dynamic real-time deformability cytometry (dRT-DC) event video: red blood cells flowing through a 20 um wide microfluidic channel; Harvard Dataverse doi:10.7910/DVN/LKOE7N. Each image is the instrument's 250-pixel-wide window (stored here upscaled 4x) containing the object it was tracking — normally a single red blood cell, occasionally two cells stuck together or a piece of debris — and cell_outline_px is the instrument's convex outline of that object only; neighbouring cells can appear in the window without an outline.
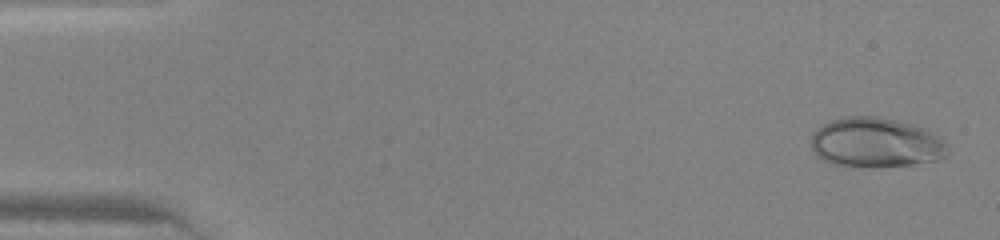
{"species": "human", "species_latin": "Homo sapiens", "temperature_condition": "warm", "stored_images_in_passage": 46, "camera_frame_rate_fps": 3000, "um_per_image_px": 0.085, "donor": {"sex": "female"}, "frame": {"image": 1, "passage_image": 2, "time_ms": 0.333, "image_size_px": [1000, 240], "cell_outline_px": [[948, 156], [940, 160], [912, 164], [836, 164], [824, 160], [812, 148], [812, 136], [816, 128], [832, 120], [848, 116], [876, 116], [896, 120], [912, 124], [924, 128], [936, 136], [948, 148]], "centroid_in_image_um": [74.47, 12.07], "position_along_channel_um": 10.5, "area_um2": 38.26}}
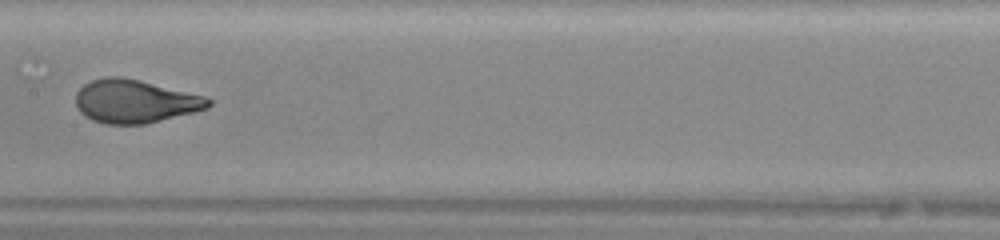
{"frame": {"image": 2, "passage_image": 24, "time_ms": 7.667, "image_size_px": [1000, 240], "cell_outline_px": [[212, 104], [208, 108], [144, 124], [104, 124], [92, 120], [80, 112], [76, 104], [76, 92], [84, 84], [92, 80], [104, 76], [120, 76], [140, 80], [204, 96], [212, 100]], "centroid_in_image_um": [11.44, 8.6], "position_along_channel_um": 196.0, "area_um2": 33.29}}
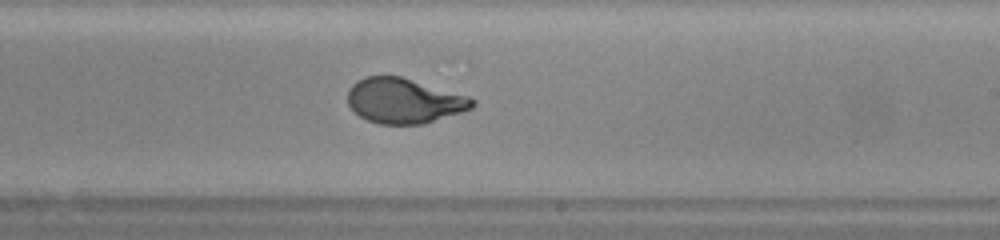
{"frame": {"image": 3, "passage_image": 28, "time_ms": 9.0, "image_size_px": [1000, 240], "cell_outline_px": [[476, 104], [472, 108], [424, 124], [380, 124], [368, 120], [360, 116], [348, 104], [348, 88], [356, 80], [364, 76], [400, 76], [468, 96], [476, 100]], "centroid_in_image_um": [34.33, 8.56], "position_along_channel_um": 254.7, "area_um2": 32.6}}